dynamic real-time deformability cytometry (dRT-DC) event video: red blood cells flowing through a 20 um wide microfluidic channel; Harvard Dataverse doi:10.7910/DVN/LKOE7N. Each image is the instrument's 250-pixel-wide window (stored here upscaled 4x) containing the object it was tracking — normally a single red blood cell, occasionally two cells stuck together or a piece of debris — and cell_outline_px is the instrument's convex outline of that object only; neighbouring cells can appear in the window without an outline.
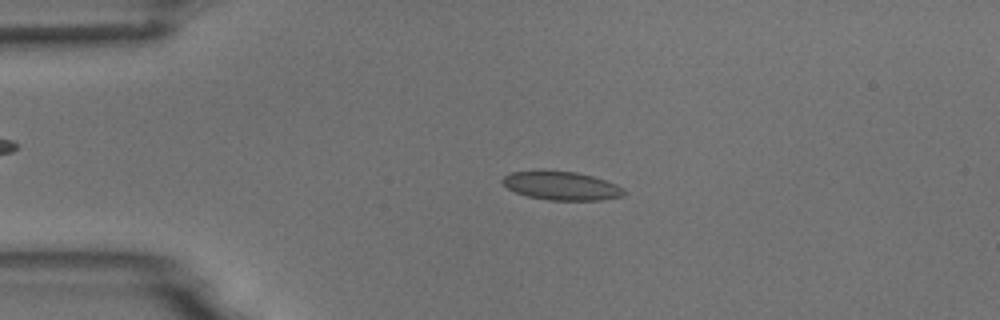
{"species": "common noctule bat (a hibernating species)", "species_latin": "Nyctalus noctula", "temperature_condition": "room temperature", "stored_images_in_passage": 4, "camera_frame_rate_fps": 3000, "um_per_image_px": 0.085, "animal": {"sex": "male", "body_mass_g": 18.8}, "frame": {"image": 1, "passage_image": 3, "time_ms": 2.333, "image_size_px": [1000, 320], "cell_outline_px": [[628, 192], [624, 196], [600, 200], [548, 200], [528, 196], [516, 192], [508, 188], [500, 180], [504, 176], [512, 172], [576, 172], [592, 176], [616, 184], [624, 188]], "centroid_in_image_um": [47.79, 15.82], "position_along_channel_um": 37.2, "area_um2": 19.83}}
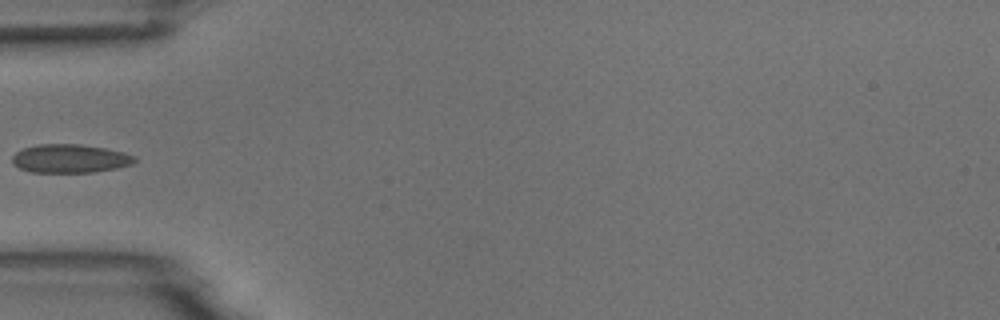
{"frame": {"image": 2, "passage_image": 4, "time_ms": 4.333, "image_size_px": [1000, 320], "cell_outline_px": [[136, 160], [132, 164], [116, 168], [92, 172], [32, 172], [20, 168], [12, 164], [12, 156], [16, 152], [24, 148], [40, 144], [80, 144], [104, 148], [124, 152], [136, 156]], "centroid_in_image_um": [5.95, 13.47], "position_along_channel_um": 79.0, "area_um2": 20.29}}